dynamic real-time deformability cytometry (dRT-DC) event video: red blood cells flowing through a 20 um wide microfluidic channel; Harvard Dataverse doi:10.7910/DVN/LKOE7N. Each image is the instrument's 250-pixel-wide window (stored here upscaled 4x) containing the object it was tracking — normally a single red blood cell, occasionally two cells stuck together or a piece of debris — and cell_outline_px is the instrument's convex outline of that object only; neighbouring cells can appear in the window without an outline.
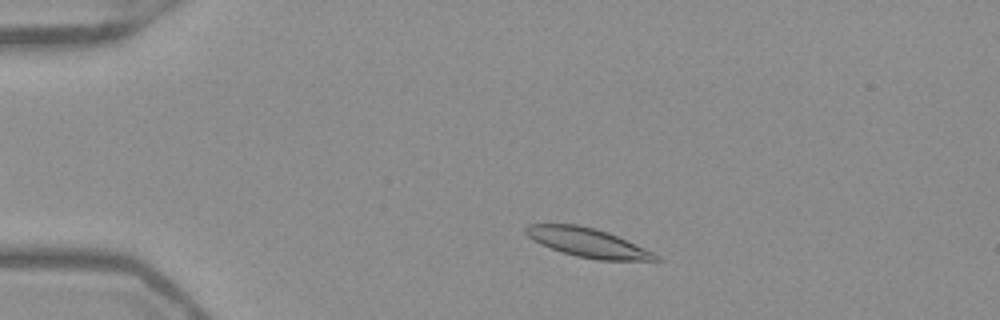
{"species": "Egyptian fruit bat (a non-hibernating species)", "species_latin": "Rousettus aegyptiacus", "temperature_condition": "warm", "stored_images_in_passage": 47, "camera_frame_rate_fps": 3000, "um_per_image_px": 0.085, "frame": {"image": 1, "passage_image": 6, "time_ms": 1.667, "image_size_px": [1000, 320], "cell_outline_px": [[664, 260], [596, 260], [576, 256], [540, 244], [532, 240], [524, 232], [524, 228], [528, 224], [576, 224], [596, 228], [608, 232], [644, 248], [660, 256]], "centroid_in_image_um": [49.94, 20.61], "position_along_channel_um": 35.1, "area_um2": 21.85}}
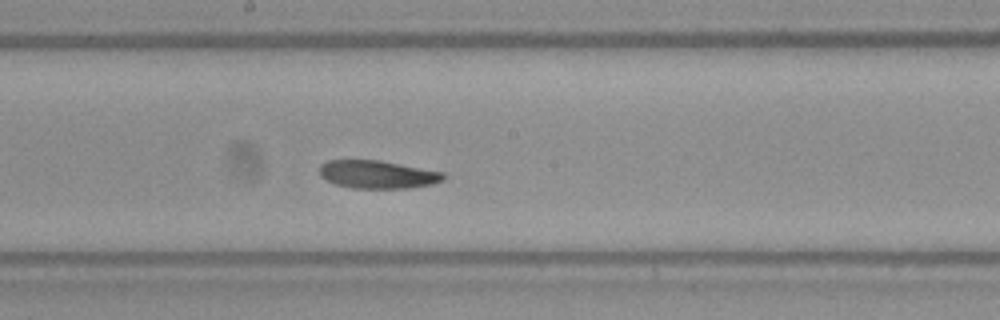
{"frame": {"image": 2, "passage_image": 24, "time_ms": 7.667, "image_size_px": [1000, 320], "cell_outline_px": [[448, 176], [444, 180], [432, 184], [408, 188], [352, 188], [336, 184], [320, 176], [320, 164], [328, 160], [380, 160], [444, 172]], "centroid_in_image_um": [32.13, 14.82], "position_along_channel_um": 216.1, "area_um2": 20.29}}
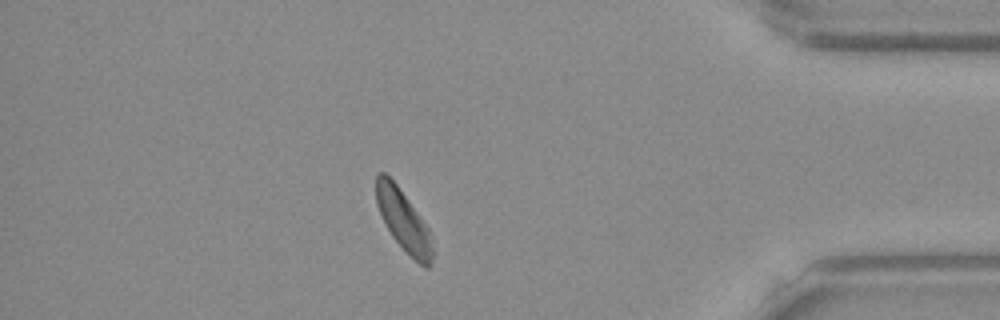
{"frame": {"image": 3, "passage_image": 41, "time_ms": 13.333, "image_size_px": [1000, 320], "cell_outline_px": [[432, 264], [428, 268], [424, 268], [392, 236], [376, 204], [376, 176], [380, 172], [384, 172], [396, 184], [428, 228], [432, 236]], "centroid_in_image_um": [34.3, 18.76], "position_along_channel_um": 400.9, "area_um2": 19.36}, "authors_computed_cell_mechanics": {"area_um2": 21.0392, "velocity_mm_per_s": 3.8827, "shape_relaxation_time_tau1_ms": 4.1608, "shape_relaxation_time_tau2_ms": 5.0147, "deformation_change_tau1": 0.1324, "deformation_change_tau2": 0.1306}}